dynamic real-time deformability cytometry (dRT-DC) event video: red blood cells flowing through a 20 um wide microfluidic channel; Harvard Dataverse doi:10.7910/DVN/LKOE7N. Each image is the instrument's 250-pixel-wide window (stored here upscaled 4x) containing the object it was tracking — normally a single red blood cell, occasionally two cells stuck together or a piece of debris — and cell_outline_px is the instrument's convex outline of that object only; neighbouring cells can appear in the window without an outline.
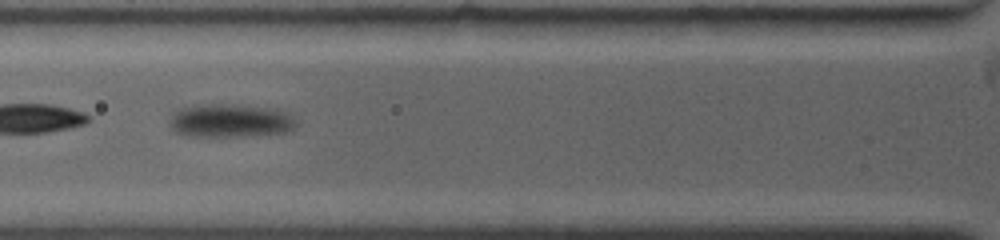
{"species": "common noctule bat (a hibernating species)", "species_latin": "Nyctalus noctula", "temperature_condition": "warm", "stored_images_in_passage": 6, "segment_of_instrument_passage": [1, 2], "camera_frame_rate_fps": 4500, "um_per_image_px": 0.085, "animal": {"sex": "female", "body_mass_g": 19.0, "forearm_length_mm": 53.3}, "frame": {"image": 1, "passage_image": 2, "time_ms": 0.889, "image_size_px": [1000, 240], "cell_outline_px": [[296, 124], [292, 128], [284, 132], [236, 136], [188, 136], [176, 132], [168, 124], [172, 116], [180, 108], [192, 104], [240, 104], [276, 108], [292, 116]], "centroid_in_image_um": [19.52, 10.23], "position_along_channel_um": 106.3, "area_um2": 24.62}}
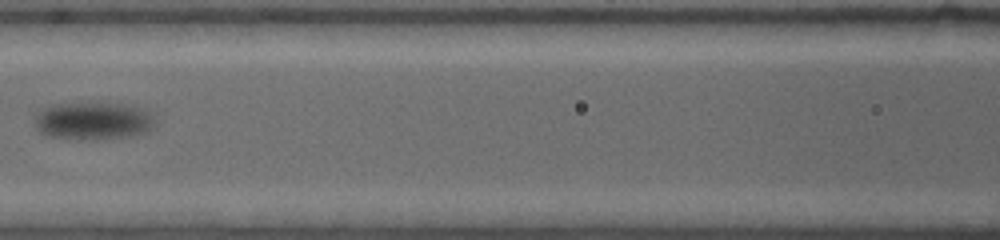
{"frame": {"image": 2, "passage_image": 4, "time_ms": 2.444, "image_size_px": [1000, 240], "cell_outline_px": [[156, 124], [144, 132], [128, 136], [84, 140], [72, 140], [44, 136], [36, 128], [36, 112], [40, 108], [52, 104], [100, 100], [132, 104], [148, 112], [152, 116]], "centroid_in_image_um": [7.85, 10.22], "position_along_channel_um": 158.7, "area_um2": 27.57}}